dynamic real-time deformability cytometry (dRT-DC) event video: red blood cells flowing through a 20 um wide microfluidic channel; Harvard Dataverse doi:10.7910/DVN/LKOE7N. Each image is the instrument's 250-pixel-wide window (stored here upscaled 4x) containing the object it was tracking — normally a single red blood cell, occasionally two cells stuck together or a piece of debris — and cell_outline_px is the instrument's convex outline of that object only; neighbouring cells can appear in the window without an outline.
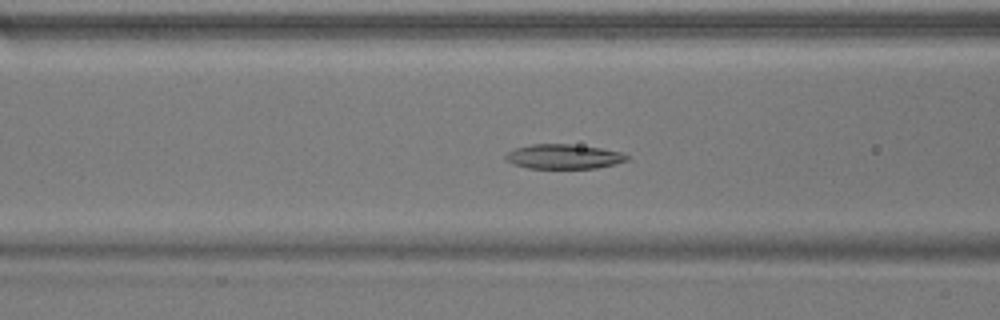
{"species": "common noctule bat (a hibernating species)", "species_latin": "Nyctalus noctula", "temperature_condition": "warm", "stored_images_in_passage": 43, "camera_frame_rate_fps": 3000, "um_per_image_px": 0.085, "animal": {"sex": "male", "body_mass_g": 17.9}, "frame": {"image": 1, "passage_image": 10, "time_ms": 3.0, "image_size_px": [1000, 320], "cell_outline_px": [[628, 160], [616, 164], [596, 168], [528, 168], [512, 164], [504, 156], [508, 152], [516, 148], [532, 144], [572, 144], [600, 148], [620, 152], [628, 156]], "centroid_in_image_um": [47.91, 13.31], "position_along_channel_um": 118.7, "area_um2": 17.28}}
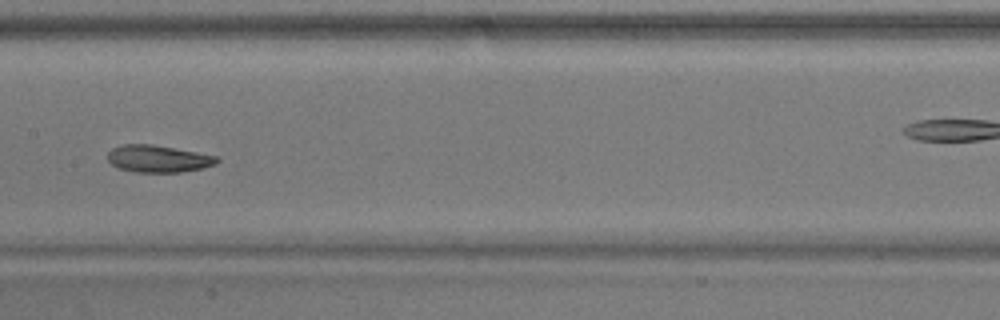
{"frame": {"image": 2, "passage_image": 16, "time_ms": 5.0, "image_size_px": [1000, 320], "cell_outline_px": [[220, 160], [216, 164], [200, 168], [180, 172], [136, 172], [120, 168], [112, 164], [108, 160], [108, 152], [112, 148], [124, 144], [152, 144], [220, 156]], "centroid_in_image_um": [13.47, 13.48], "position_along_channel_um": 193.9, "area_um2": 17.22}}
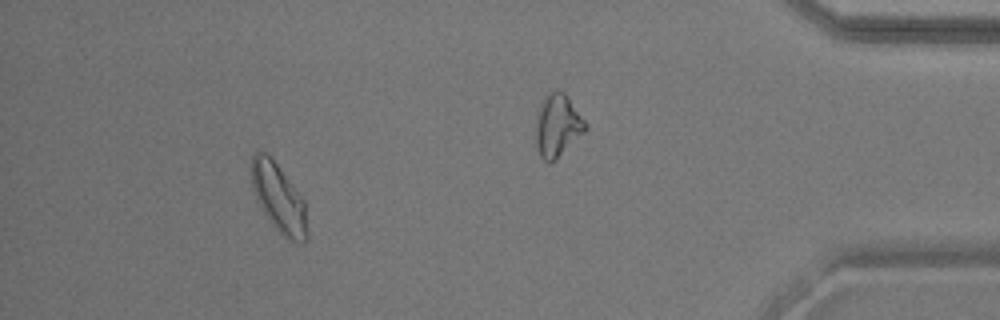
{"frame": {"image": 3, "passage_image": 38, "time_ms": 12.333, "image_size_px": [1000, 320], "cell_outline_px": [[308, 236], [304, 244], [296, 244], [276, 228], [272, 224], [264, 212], [252, 188], [252, 156], [256, 152], [264, 152], [276, 164], [304, 200], [308, 232]], "centroid_in_image_um": [23.73, 16.89], "position_along_channel_um": 411.5, "area_um2": 21.62}, "authors_computed_cell_mechanics": {"area_um2": 17.8024, "velocity_mm_per_s": 3.7559, "shape_relaxation_time_tau1_ms": 4.7715, "shape_relaxation_time_tau2_ms": 3.2026, "deformation_change_tau1": 0.1239, "deformation_change_tau2": 0.0937}}